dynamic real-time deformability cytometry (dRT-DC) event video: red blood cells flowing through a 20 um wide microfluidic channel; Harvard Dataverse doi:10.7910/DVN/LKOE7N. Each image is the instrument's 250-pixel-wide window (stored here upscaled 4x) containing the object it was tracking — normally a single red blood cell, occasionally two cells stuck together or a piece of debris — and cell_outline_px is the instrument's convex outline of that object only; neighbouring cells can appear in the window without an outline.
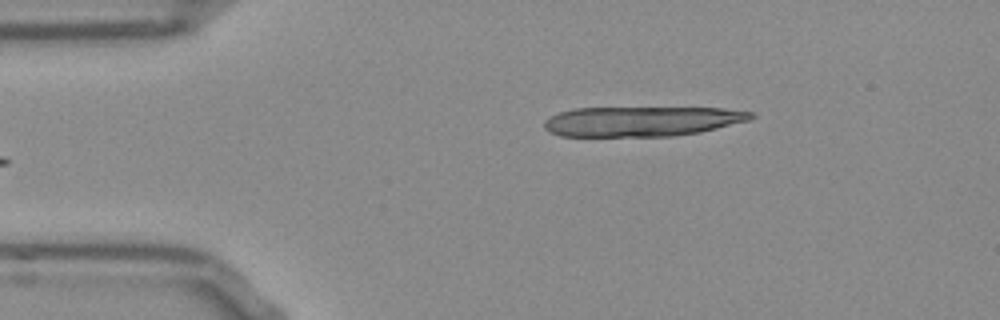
{"species": "Egyptian fruit bat (a non-hibernating species)", "species_latin": "Rousettus aegyptiacus", "temperature_condition": "room temperature", "stored_images_in_passage": 9, "camera_frame_rate_fps": 3000, "um_per_image_px": 0.085, "frame": {"image": 1, "passage_image": 1, "time_ms": 0.0, "image_size_px": [1000, 320], "cell_outline_px": [[756, 116], [752, 120], [700, 132], [672, 136], [560, 136], [544, 128], [544, 120], [548, 116], [560, 112], [576, 108], [724, 108], [756, 112]], "centroid_in_image_um": [54.61, 10.31], "position_along_channel_um": 30.4, "area_um2": 36.24}}